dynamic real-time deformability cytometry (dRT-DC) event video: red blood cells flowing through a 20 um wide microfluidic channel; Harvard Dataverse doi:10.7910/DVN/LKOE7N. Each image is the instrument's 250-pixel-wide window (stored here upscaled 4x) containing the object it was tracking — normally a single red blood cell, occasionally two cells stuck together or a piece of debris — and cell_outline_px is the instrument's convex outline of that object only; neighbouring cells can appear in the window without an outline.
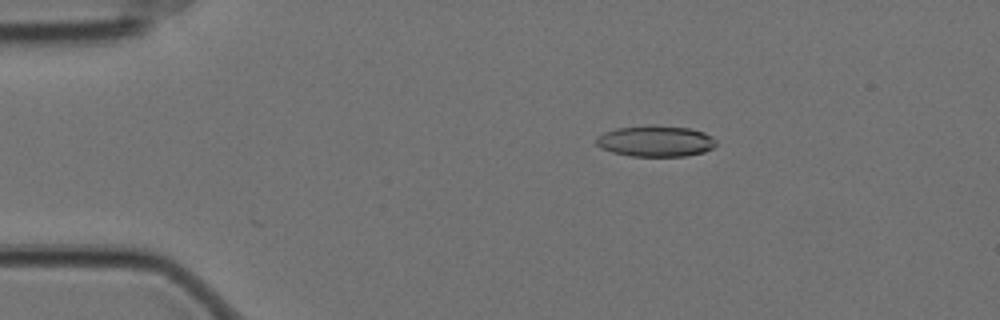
{"species": "Egyptian fruit bat (a non-hibernating species)", "species_latin": "Rousettus aegyptiacus", "temperature_condition": "cold", "stored_images_in_passage": 58, "camera_frame_rate_fps": 3000, "um_per_image_px": 0.085, "animal": {"sex": "female"}, "frame": {"image": 1, "passage_image": 11, "time_ms": 3.333, "image_size_px": [1000, 320], "cell_outline_px": [[716, 144], [712, 148], [704, 152], [684, 156], [632, 156], [612, 152], [600, 148], [596, 144], [596, 136], [604, 132], [616, 128], [652, 124], [688, 128], [704, 132], [712, 136], [716, 140]], "centroid_in_image_um": [55.71, 11.98], "position_along_channel_um": 29.3, "area_um2": 21.91}}
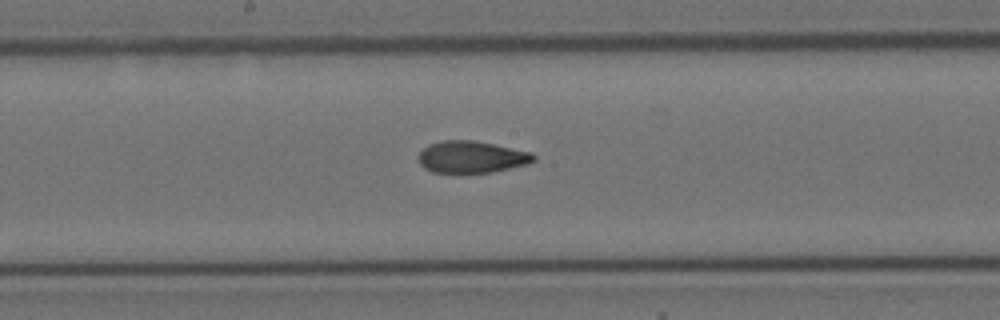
{"frame": {"image": 2, "passage_image": 31, "time_ms": 10.0, "image_size_px": [1000, 320], "cell_outline_px": [[536, 160], [528, 164], [492, 172], [432, 172], [424, 168], [420, 164], [416, 156], [428, 144], [440, 140], [472, 140], [532, 152], [536, 156]], "centroid_in_image_um": [40.06, 13.33], "position_along_channel_um": 208.1, "area_um2": 21.44}}
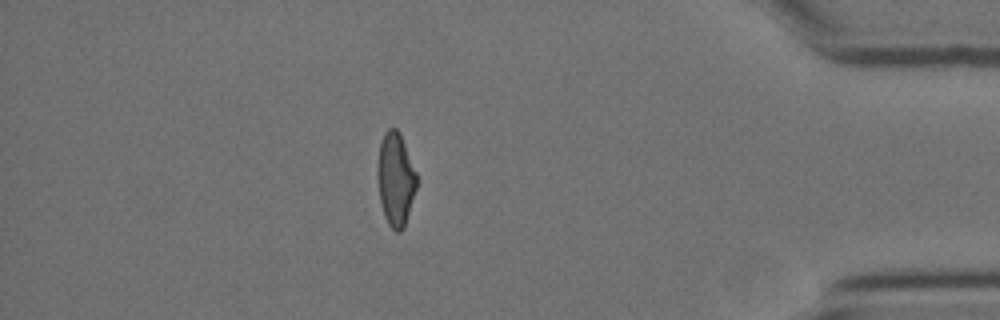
{"frame": {"image": 3, "passage_image": 51, "time_ms": 16.667, "image_size_px": [1000, 320], "cell_outline_px": [[416, 188], [404, 228], [400, 232], [396, 232], [388, 224], [384, 216], [380, 200], [376, 172], [380, 144], [384, 132], [388, 128], [396, 128], [400, 132], [416, 172]], "centroid_in_image_um": [33.61, 15.22], "position_along_channel_um": 401.6, "area_um2": 21.27}, "authors_computed_cell_mechanics": {"area_um2": 21.8773, "velocity_mm_per_s": 3.4991, "shape_relaxation_time_tau1_ms": 9.5709, "shape_relaxation_time_tau2_ms": 2.5349, "deformation_change_tau1": 0.222, "deformation_change_tau2": 0.0948}}